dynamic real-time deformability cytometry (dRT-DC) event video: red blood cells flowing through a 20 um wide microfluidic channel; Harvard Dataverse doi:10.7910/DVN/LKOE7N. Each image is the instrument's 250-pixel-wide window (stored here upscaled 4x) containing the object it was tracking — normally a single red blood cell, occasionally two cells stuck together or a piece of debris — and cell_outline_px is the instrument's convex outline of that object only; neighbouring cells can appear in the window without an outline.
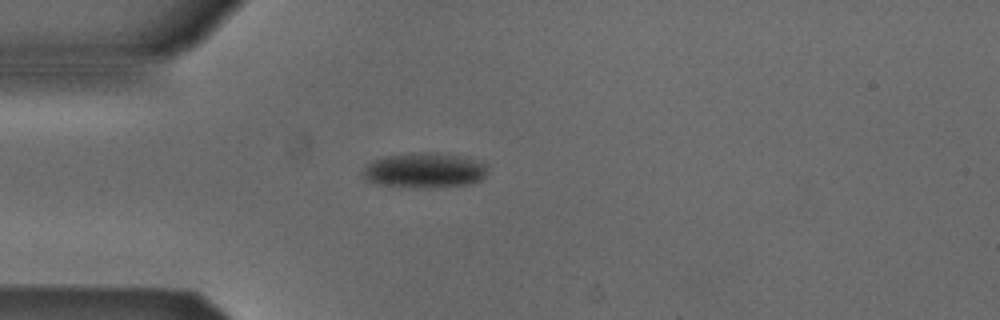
{"species": "Egyptian fruit bat (a non-hibernating species)", "species_latin": "Rousettus aegyptiacus", "temperature_condition": "cold", "stored_images_in_passage": 40, "camera_frame_rate_fps": 3000, "um_per_image_px": 0.085, "animal": {"sex": "male"}, "frame": {"image": 1, "passage_image": 1, "time_ms": 0.0, "image_size_px": [1000, 320], "cell_outline_px": [[488, 164], [484, 176], [480, 180], [468, 184], [432, 188], [412, 188], [380, 184], [364, 180], [364, 168], [372, 160], [384, 156], [412, 152], [436, 152], [468, 156]], "centroid_in_image_um": [36.11, 14.46], "position_along_channel_um": 48.9, "area_um2": 26.01}}
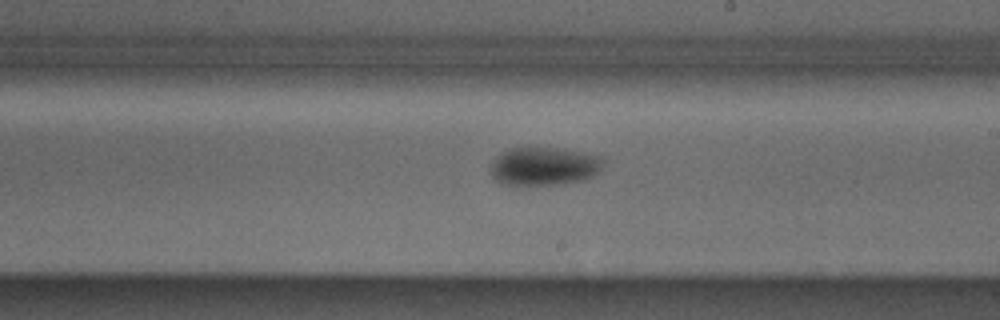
{"frame": {"image": 2, "passage_image": 17, "time_ms": 5.333, "image_size_px": [1000, 320], "cell_outline_px": [[604, 160], [600, 168], [592, 176], [584, 180], [564, 184], [516, 188], [504, 184], [496, 180], [492, 176], [492, 164], [496, 156], [500, 152], [512, 148], [548, 148], [600, 156]], "centroid_in_image_um": [46.17, 14.2], "position_along_channel_um": 242.8, "area_um2": 25.32}}
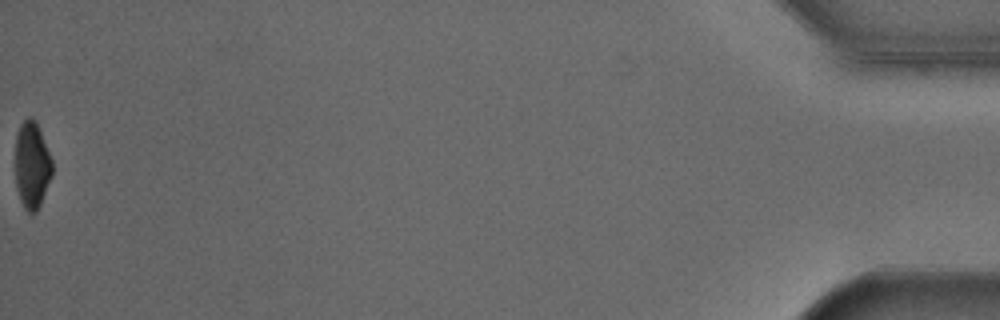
{"frame": {"image": 3, "passage_image": 40, "time_ms": 13.0, "image_size_px": [1000, 320], "cell_outline_px": [[52, 176], [40, 204], [36, 212], [28, 212], [24, 208], [20, 200], [16, 188], [16, 136], [20, 124], [28, 116], [32, 116], [36, 120], [52, 160]], "centroid_in_image_um": [2.71, 14.01], "position_along_channel_um": 432.5, "area_um2": 18.67}, "authors_computed_cell_mechanics": {"area_um2": 24.1315, "velocity_mm_per_s": 3.8698, "shape_relaxation_time_tau1_ms": 4.1397, "shape_relaxation_time_tau2_ms": null, "deformation_change_tau1": 0.0965, "deformation_change_tau2": null}}